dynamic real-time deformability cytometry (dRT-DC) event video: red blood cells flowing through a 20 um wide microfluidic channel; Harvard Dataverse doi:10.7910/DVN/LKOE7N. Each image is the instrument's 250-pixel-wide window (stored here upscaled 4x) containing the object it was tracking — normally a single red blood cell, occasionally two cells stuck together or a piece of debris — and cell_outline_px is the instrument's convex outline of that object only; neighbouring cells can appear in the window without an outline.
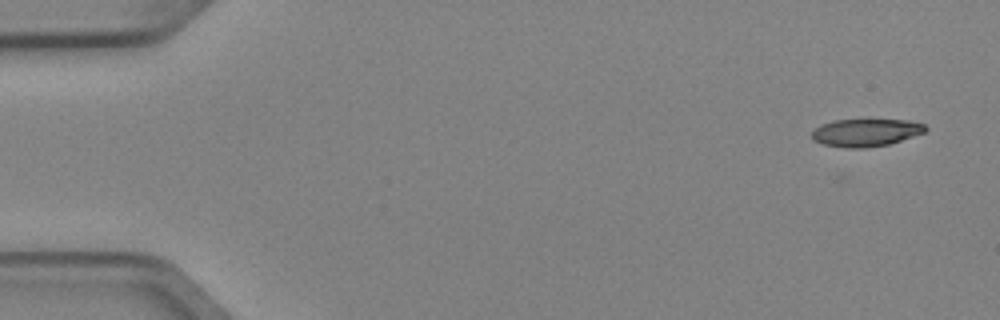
{"species": "Egyptian fruit bat (a non-hibernating species)", "species_latin": "Rousettus aegyptiacus", "temperature_condition": "cold", "stored_images_in_passage": 4, "camera_frame_rate_fps": 3000, "um_per_image_px": 0.085, "animal": {"sex": "female"}, "frame": {"image": 1, "passage_image": 1, "time_ms": 0.0, "image_size_px": [1000, 320], "cell_outline_px": [[928, 128], [924, 132], [888, 144], [864, 148], [844, 148], [824, 144], [816, 140], [812, 136], [812, 132], [820, 124], [832, 120], [904, 120], [924, 124]], "centroid_in_image_um": [73.57, 11.26], "position_along_channel_um": 11.4, "area_um2": 17.98}}
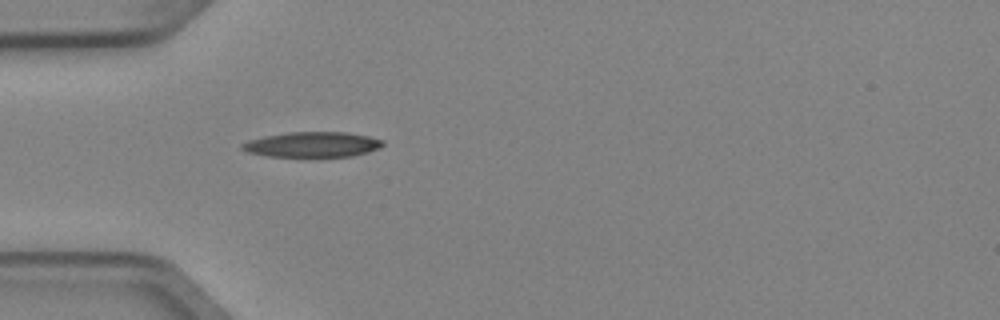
{"frame": {"image": 2, "passage_image": 4, "time_ms": 1.0, "image_size_px": [1000, 320], "cell_outline_px": [[384, 144], [380, 148], [368, 152], [352, 156], [268, 156], [248, 152], [240, 148], [240, 144], [248, 140], [264, 136], [288, 132], [344, 132], [368, 136], [384, 140]], "centroid_in_image_um": [26.55, 12.27], "position_along_channel_um": 58.5, "area_um2": 20.63}}